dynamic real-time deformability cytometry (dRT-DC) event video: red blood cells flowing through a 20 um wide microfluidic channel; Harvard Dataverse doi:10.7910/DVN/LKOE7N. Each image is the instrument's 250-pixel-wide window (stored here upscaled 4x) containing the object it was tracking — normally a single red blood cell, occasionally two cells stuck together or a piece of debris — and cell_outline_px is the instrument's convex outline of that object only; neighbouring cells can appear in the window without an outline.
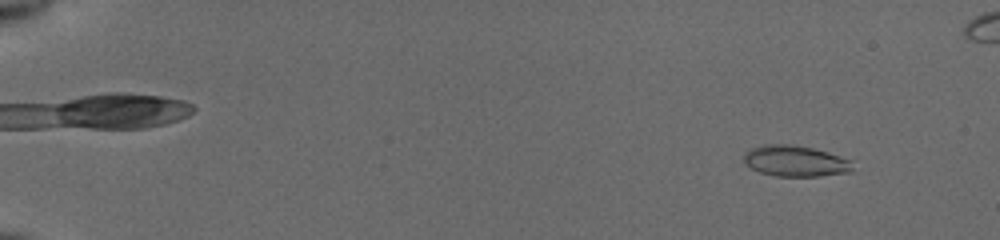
{"species": "common noctule bat (a hibernating species)", "species_latin": "Nyctalus noctula", "temperature_condition": "cold", "stored_images_in_passage": 54, "camera_frame_rate_fps": 3000, "um_per_image_px": 0.085, "animal": {"sex": "female", "body_mass_g": 19.5, "forearm_length_mm": 54.1}, "frame": {"image": 1, "passage_image": 5, "time_ms": 1.333, "image_size_px": [1000, 240], "cell_outline_px": [[852, 172], [820, 176], [776, 176], [760, 172], [744, 164], [744, 152], [748, 148], [764, 144], [788, 144], [812, 148], [828, 152], [852, 160]], "centroid_in_image_um": [67.58, 13.68], "position_along_channel_um": 17.4, "area_um2": 19.83}}
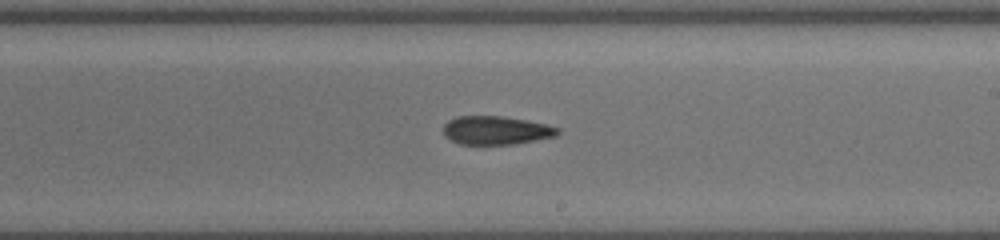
{"frame": {"image": 2, "passage_image": 34, "time_ms": 11.0, "image_size_px": [1000, 240], "cell_outline_px": [[560, 132], [556, 136], [516, 144], [460, 144], [444, 136], [444, 124], [448, 120], [456, 116], [500, 116], [528, 120], [560, 128]], "centroid_in_image_um": [42.17, 11.07], "position_along_channel_um": 246.8, "area_um2": 19.02}}
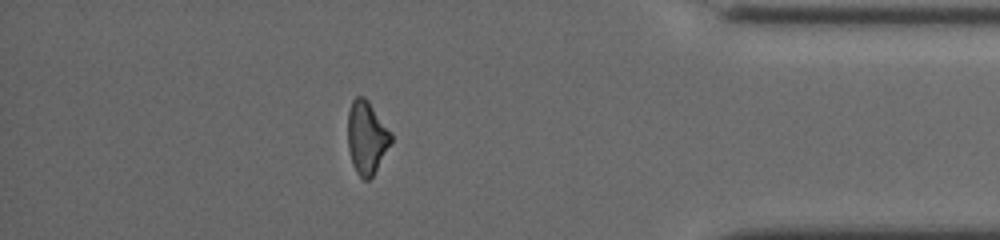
{"frame": {"image": 3, "passage_image": 48, "time_ms": 15.667, "image_size_px": [1000, 240], "cell_outline_px": [[392, 140], [372, 176], [368, 180], [364, 180], [356, 172], [352, 164], [348, 148], [348, 112], [352, 100], [356, 96], [364, 96], [368, 100], [392, 132]], "centroid_in_image_um": [31.16, 11.65], "position_along_channel_um": 404.0, "area_um2": 18.32}}